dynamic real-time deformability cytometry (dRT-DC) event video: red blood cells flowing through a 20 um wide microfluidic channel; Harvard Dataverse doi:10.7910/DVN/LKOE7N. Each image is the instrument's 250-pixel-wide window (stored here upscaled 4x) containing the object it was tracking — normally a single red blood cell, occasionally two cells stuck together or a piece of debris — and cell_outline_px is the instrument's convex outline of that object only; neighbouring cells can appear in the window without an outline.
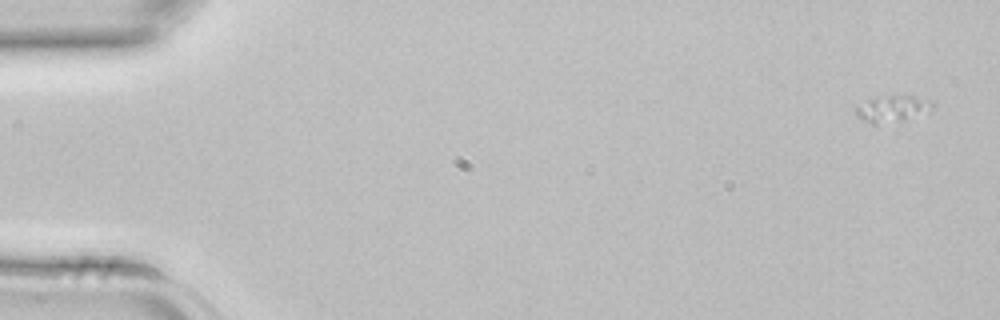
{"species": "common noctule bat (a hibernating species)", "species_latin": "Nyctalus noctula", "temperature_condition": "room temperature", "stored_images_in_passage": 3, "camera_frame_rate_fps": 3000, "um_per_image_px": 0.085, "animal": {"sex": "female", "body_mass_g": 22.7, "forearm_length_mm": 54.2}, "frame": {"image": 1, "passage_image": 3, "time_ms": 0.667, "image_size_px": [1000, 320], "cell_outline_px": [[936, 104], [932, 108], [904, 120], [876, 124], [872, 124], [864, 120], [856, 112], [856, 104], [876, 96], [904, 92], [932, 100]], "centroid_in_image_um": [75.88, 9.15], "position_along_channel_um": 9.1, "area_um2": 12.31}}